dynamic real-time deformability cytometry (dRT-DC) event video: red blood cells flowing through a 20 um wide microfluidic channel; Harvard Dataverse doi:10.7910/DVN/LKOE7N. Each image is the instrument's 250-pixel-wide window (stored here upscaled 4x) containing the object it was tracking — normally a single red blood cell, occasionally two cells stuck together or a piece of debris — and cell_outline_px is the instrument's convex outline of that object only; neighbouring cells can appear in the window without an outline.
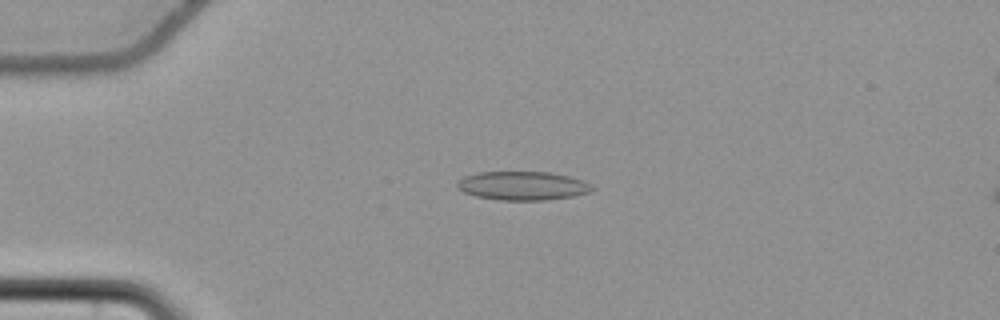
{"species": "common noctule bat (a hibernating species)", "species_latin": "Nyctalus noctula", "temperature_condition": "cold", "stored_images_in_passage": 46, "camera_frame_rate_fps": 3000, "um_per_image_px": 0.085, "animal": {"sex": "female", "body_mass_g": 22.7, "forearm_length_mm": 54.2}, "frame": {"image": 1, "passage_image": 4, "time_ms": 1.0, "image_size_px": [1000, 320], "cell_outline_px": [[596, 188], [592, 192], [572, 196], [548, 200], [500, 200], [476, 196], [464, 192], [456, 188], [456, 184], [464, 176], [480, 172], [548, 172], [568, 176], [584, 180]], "centroid_in_image_um": [44.45, 15.79], "position_along_channel_um": 40.5, "area_um2": 22.66}}
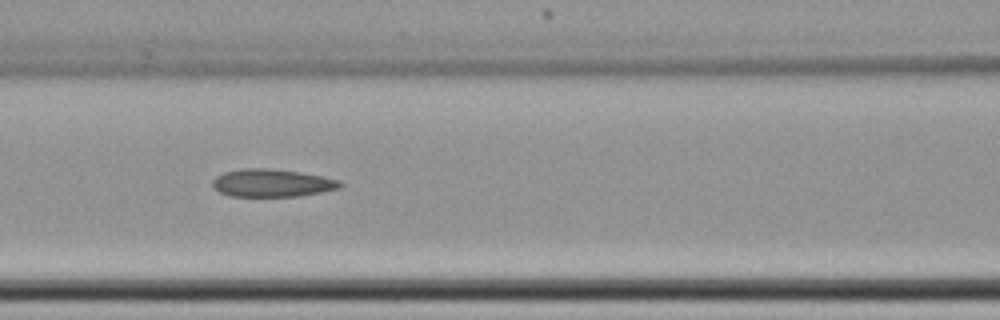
{"frame": {"image": 2, "passage_image": 15, "time_ms": 4.667, "image_size_px": [1000, 320], "cell_outline_px": [[344, 184], [340, 188], [320, 192], [296, 196], [228, 196], [220, 192], [212, 184], [212, 180], [216, 176], [224, 172], [240, 168], [268, 168], [300, 172], [340, 180]], "centroid_in_image_um": [23.11, 15.54], "position_along_channel_um": 143.5, "area_um2": 20.58}}
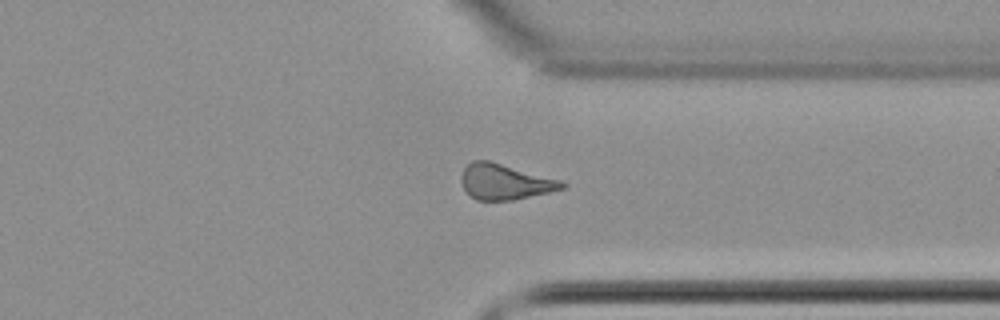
{"frame": {"image": 3, "passage_image": 33, "time_ms": 10.667, "image_size_px": [1000, 320], "cell_outline_px": [[568, 184], [564, 188], [548, 192], [512, 200], [476, 200], [468, 196], [460, 180], [460, 176], [464, 168], [472, 160], [488, 160], [560, 180]], "centroid_in_image_um": [42.86, 15.45], "position_along_channel_um": 368.5, "area_um2": 20.75}, "authors_computed_cell_mechanics": {"area_um2": 20.9236, "velocity_mm_per_s": 3.7481, "shape_relaxation_time_tau1_ms": null, "shape_relaxation_time_tau2_ms": 4.1755, "deformation_change_tau1": null, "deformation_change_tau2": 0.1156}}